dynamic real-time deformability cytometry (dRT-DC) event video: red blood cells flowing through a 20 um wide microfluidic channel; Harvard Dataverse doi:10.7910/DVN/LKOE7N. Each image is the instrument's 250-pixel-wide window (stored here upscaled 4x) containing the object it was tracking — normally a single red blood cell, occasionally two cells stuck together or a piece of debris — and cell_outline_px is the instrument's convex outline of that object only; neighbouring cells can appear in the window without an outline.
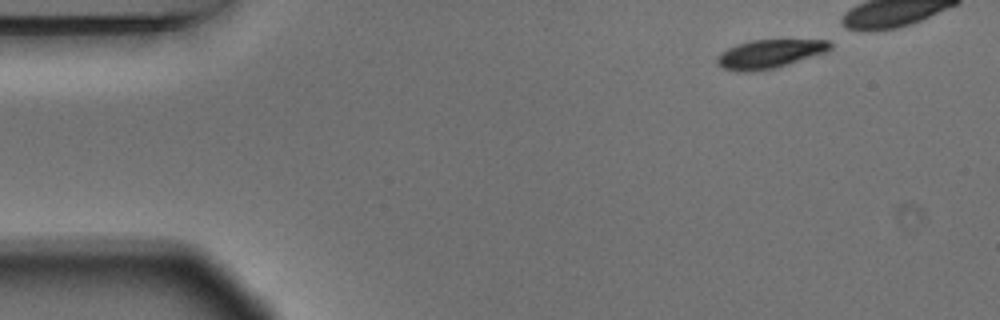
{"species": "Egyptian fruit bat (a non-hibernating species)", "species_latin": "Rousettus aegyptiacus", "temperature_condition": "warm", "stored_images_in_passage": 4, "camera_frame_rate_fps": 3000, "um_per_image_px": 0.085, "animal": {"sex": "male"}, "frame": {"image": 1, "passage_image": 1, "time_ms": 0.0, "image_size_px": [1000, 320], "cell_outline_px": [[832, 48], [824, 52], [776, 68], [752, 72], [740, 72], [724, 68], [716, 64], [716, 56], [720, 52], [736, 44], [752, 40], [828, 40], [832, 44]], "centroid_in_image_um": [65.35, 4.59], "position_along_channel_um": 19.6, "area_um2": 18.84}}